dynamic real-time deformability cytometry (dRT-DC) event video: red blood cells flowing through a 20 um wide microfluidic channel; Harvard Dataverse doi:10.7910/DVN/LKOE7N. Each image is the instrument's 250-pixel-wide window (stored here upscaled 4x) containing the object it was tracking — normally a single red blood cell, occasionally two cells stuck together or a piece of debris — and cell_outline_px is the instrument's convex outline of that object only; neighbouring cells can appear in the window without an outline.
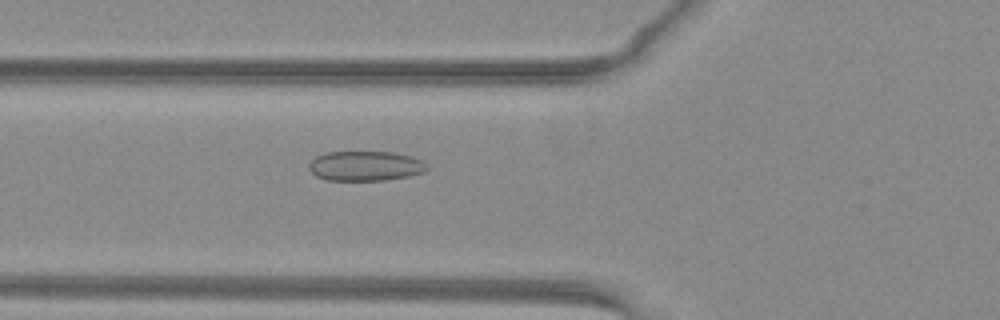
{"species": "common noctule bat (a hibernating species)", "species_latin": "Nyctalus noctula", "temperature_condition": "warm", "stored_images_in_passage": 39, "camera_frame_rate_fps": 3000, "um_per_image_px": 0.085, "animal": {"sex": "female", "body_mass_g": 29.2, "forearm_length_mm": 56.3}, "frame": {"image": 1, "passage_image": 7, "time_ms": 2.0, "image_size_px": [1000, 320], "cell_outline_px": [[428, 168], [424, 172], [408, 176], [384, 180], [328, 180], [316, 176], [308, 168], [308, 164], [316, 156], [324, 152], [392, 152], [412, 156], [428, 164]], "centroid_in_image_um": [31.05, 14.1], "position_along_channel_um": 94.7, "area_um2": 20.52}}
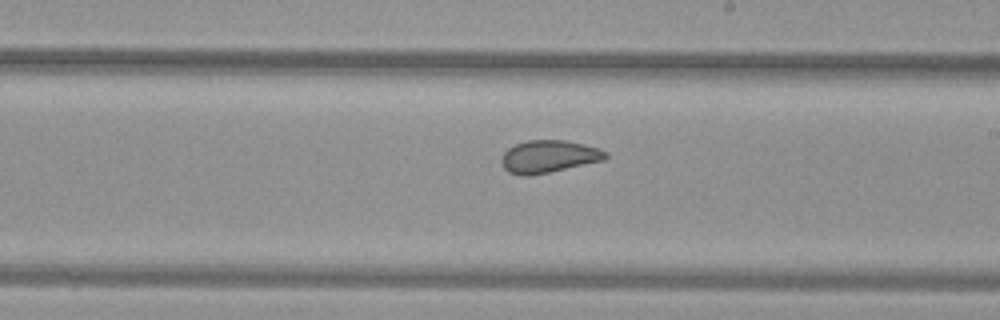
{"frame": {"image": 2, "passage_image": 18, "time_ms": 5.667, "image_size_px": [1000, 320], "cell_outline_px": [[608, 156], [604, 160], [548, 172], [528, 176], [520, 176], [508, 172], [504, 168], [500, 160], [504, 152], [508, 148], [516, 144], [528, 140], [564, 140], [584, 144], [600, 148], [608, 152]], "centroid_in_image_um": [46.64, 13.3], "position_along_channel_um": 242.4, "area_um2": 19.71}}
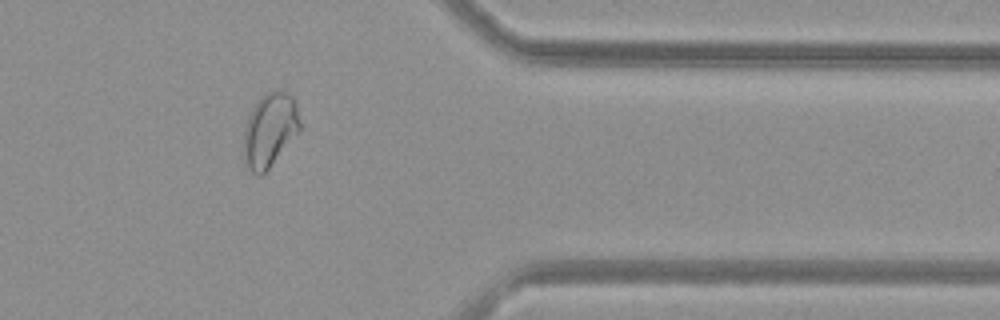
{"frame": {"image": 3, "passage_image": 30, "time_ms": 9.667, "image_size_px": [1000, 320], "cell_outline_px": [[300, 132], [268, 168], [260, 176], [256, 176], [248, 168], [244, 152], [244, 128], [248, 116], [252, 108], [260, 96], [268, 92], [288, 92], [292, 96], [296, 104], [300, 120]], "centroid_in_image_um": [22.94, 11.04], "position_along_channel_um": 388.5, "area_um2": 24.04}, "authors_computed_cell_mechanics": {"area_um2": 20.808, "velocity_mm_per_s": 4.0137, "shape_relaxation_time_tau1_ms": 9.3324, "shape_relaxation_time_tau2_ms": 1.1075, "deformation_change_tau1": 0.1639, "deformation_change_tau2": 0.0667}}